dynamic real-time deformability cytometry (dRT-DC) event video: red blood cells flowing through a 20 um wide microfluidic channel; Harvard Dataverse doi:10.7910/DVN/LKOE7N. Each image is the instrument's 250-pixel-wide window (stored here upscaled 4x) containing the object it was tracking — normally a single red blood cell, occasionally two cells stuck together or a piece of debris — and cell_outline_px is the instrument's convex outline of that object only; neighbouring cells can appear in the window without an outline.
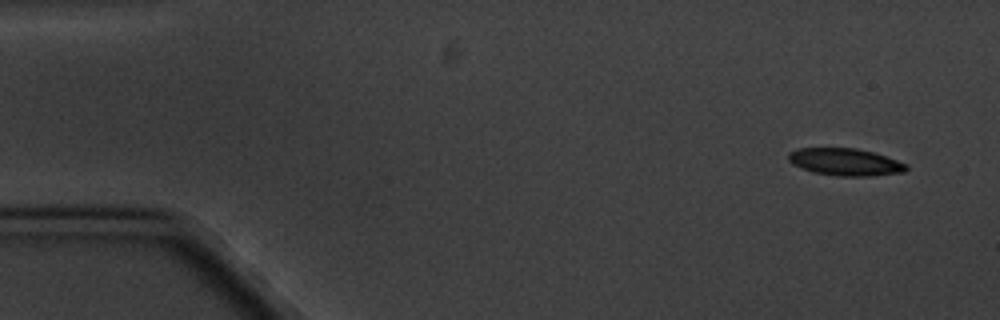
{"species": "common noctule bat (a hibernating species)", "species_latin": "Nyctalus noctula", "temperature_condition": "cold", "stored_images_in_passage": 8, "camera_frame_rate_fps": 3000, "um_per_image_px": 0.085, "animal": {"sex": "male", "body_mass_g": 20.1, "forearm_length_mm": 53.5}, "frame": {"image": 1, "passage_image": 1, "time_ms": 0.0, "image_size_px": [1000, 320], "cell_outline_px": [[908, 168], [904, 172], [872, 176], [836, 176], [812, 172], [800, 168], [792, 164], [788, 160], [788, 152], [796, 148], [856, 148], [872, 152], [908, 164]], "centroid_in_image_um": [71.8, 13.77], "position_along_channel_um": 13.2, "area_um2": 18.84}}